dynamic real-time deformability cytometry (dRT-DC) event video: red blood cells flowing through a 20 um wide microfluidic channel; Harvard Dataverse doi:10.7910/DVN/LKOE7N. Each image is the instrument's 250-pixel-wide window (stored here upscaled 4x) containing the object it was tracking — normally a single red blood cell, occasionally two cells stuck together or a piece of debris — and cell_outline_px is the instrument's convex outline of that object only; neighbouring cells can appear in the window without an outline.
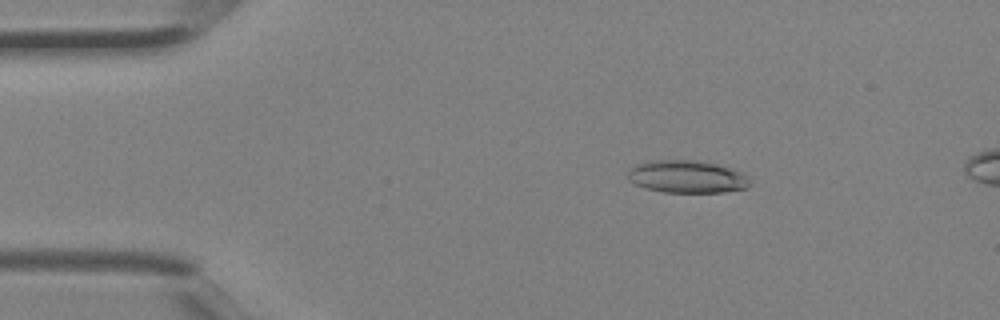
{"species": "Egyptian fruit bat (a non-hibernating species)", "species_latin": "Rousettus aegyptiacus", "temperature_condition": "room temperature", "stored_images_in_passage": 4, "camera_frame_rate_fps": 3000, "um_per_image_px": 0.085, "animal": {"sex": "female"}, "frame": {"image": 1, "passage_image": 2, "time_ms": 0.333, "image_size_px": [1000, 320], "cell_outline_px": [[748, 188], [724, 192], [664, 192], [644, 188], [628, 180], [628, 172], [636, 164], [648, 160], [696, 160], [716, 164], [744, 172], [748, 180]], "centroid_in_image_um": [58.38, 15.01], "position_along_channel_um": 26.6, "area_um2": 23.18}}